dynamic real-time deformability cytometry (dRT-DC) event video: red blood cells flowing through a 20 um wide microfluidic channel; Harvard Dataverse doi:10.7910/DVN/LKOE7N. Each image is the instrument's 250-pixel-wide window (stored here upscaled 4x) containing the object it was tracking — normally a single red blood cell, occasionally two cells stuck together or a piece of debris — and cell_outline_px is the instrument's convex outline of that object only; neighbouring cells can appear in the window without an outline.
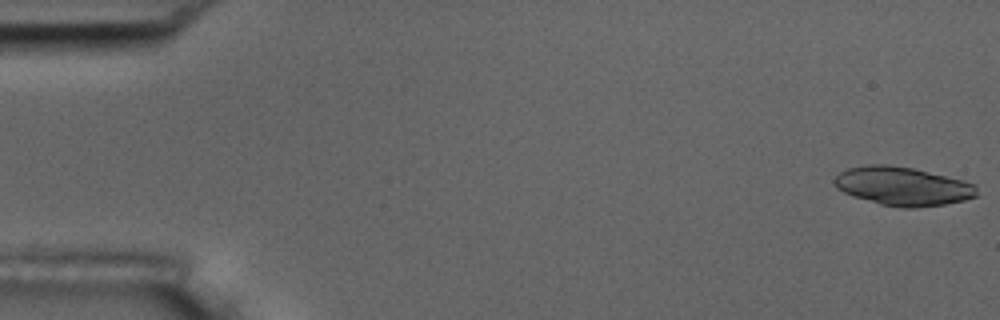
{"species": "common noctule bat (a hibernating species)", "species_latin": "Nyctalus noctula", "temperature_condition": "room temperature", "stored_images_in_passage": 7, "camera_frame_rate_fps": 3000, "um_per_image_px": 0.085, "animal": {"sex": "male", "body_mass_g": 17.5, "forearm_length_mm": 52.3}, "frame": {"image": 1, "passage_image": 1, "time_ms": 0.0, "image_size_px": [1000, 320], "cell_outline_px": [[976, 196], [964, 200], [944, 204], [916, 208], [904, 208], [880, 204], [852, 196], [836, 188], [832, 184], [832, 180], [840, 172], [848, 168], [868, 164], [888, 164], [912, 168], [976, 184]], "centroid_in_image_um": [76.67, 15.83], "position_along_channel_um": 8.3, "area_um2": 31.96}}